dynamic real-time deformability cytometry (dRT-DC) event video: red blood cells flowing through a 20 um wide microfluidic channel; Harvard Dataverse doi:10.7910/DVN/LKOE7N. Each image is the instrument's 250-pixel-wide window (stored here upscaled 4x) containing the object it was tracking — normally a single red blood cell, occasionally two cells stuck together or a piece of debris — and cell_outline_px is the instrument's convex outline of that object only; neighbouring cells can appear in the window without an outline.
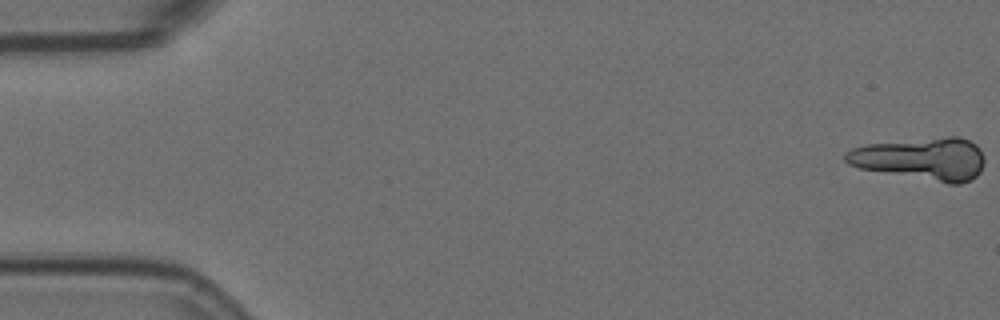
{"species": "Egyptian fruit bat (a non-hibernating species)", "species_latin": "Rousettus aegyptiacus", "temperature_condition": "room temperature", "stored_images_in_passage": 7, "segment_of_instrument_passage": [1, 2], "camera_frame_rate_fps": 3000, "um_per_image_px": 0.085, "animal": {"sex": "female"}, "frame": {"image": 1, "passage_image": 1, "time_ms": 0.0, "image_size_px": [1000, 320], "cell_outline_px": [[984, 164], [980, 172], [972, 180], [960, 184], [948, 184], [860, 168], [848, 164], [844, 160], [844, 152], [852, 148], [864, 144], [948, 136], [960, 136], [976, 144], [980, 148], [984, 156]], "centroid_in_image_um": [78.35, 13.5], "position_along_channel_um": 6.6, "area_um2": 34.85}}